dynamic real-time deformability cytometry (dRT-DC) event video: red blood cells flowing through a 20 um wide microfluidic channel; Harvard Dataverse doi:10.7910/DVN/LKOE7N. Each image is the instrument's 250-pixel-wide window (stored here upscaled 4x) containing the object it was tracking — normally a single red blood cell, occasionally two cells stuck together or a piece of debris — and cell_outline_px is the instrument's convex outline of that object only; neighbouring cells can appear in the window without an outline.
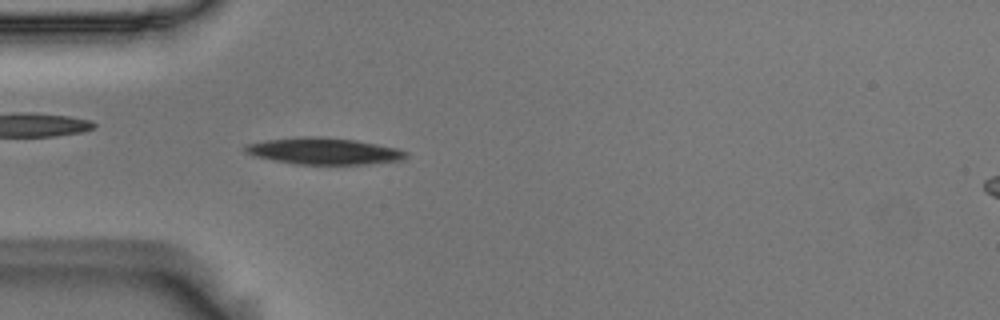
{"species": "Egyptian fruit bat (a non-hibernating species)", "species_latin": "Rousettus aegyptiacus", "temperature_condition": "room temperature", "stored_images_in_passage": 54, "camera_frame_rate_fps": 3000, "um_per_image_px": 0.085, "animal": {"sex": "male"}, "frame": {"image": 1, "passage_image": 15, "time_ms": 4.667, "image_size_px": [1000, 320], "cell_outline_px": [[408, 156], [404, 160], [368, 164], [292, 164], [252, 156], [244, 152], [244, 144], [264, 140], [300, 136], [320, 136], [356, 140], [396, 148], [408, 152]], "centroid_in_image_um": [27.48, 12.84], "position_along_channel_um": 57.5, "area_um2": 25.32}}
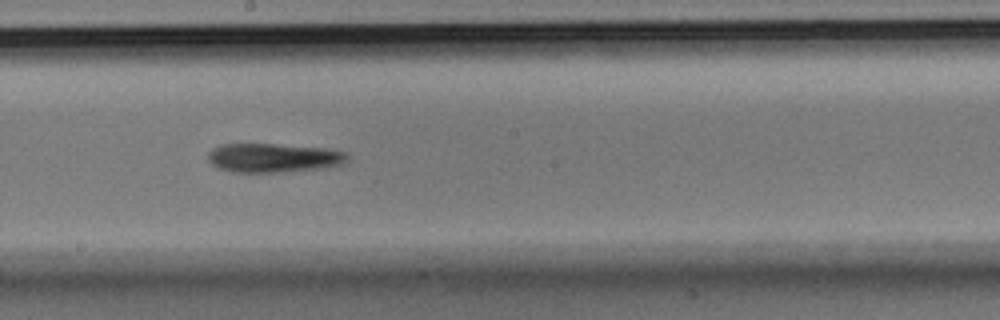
{"frame": {"image": 2, "passage_image": 29, "time_ms": 9.333, "image_size_px": [1000, 320], "cell_outline_px": [[348, 160], [344, 164], [324, 168], [276, 172], [232, 172], [216, 168], [208, 160], [208, 152], [212, 148], [220, 144], [272, 144], [324, 148], [348, 152]], "centroid_in_image_um": [23.23, 13.42], "position_along_channel_um": 225.0, "area_um2": 23.7}}
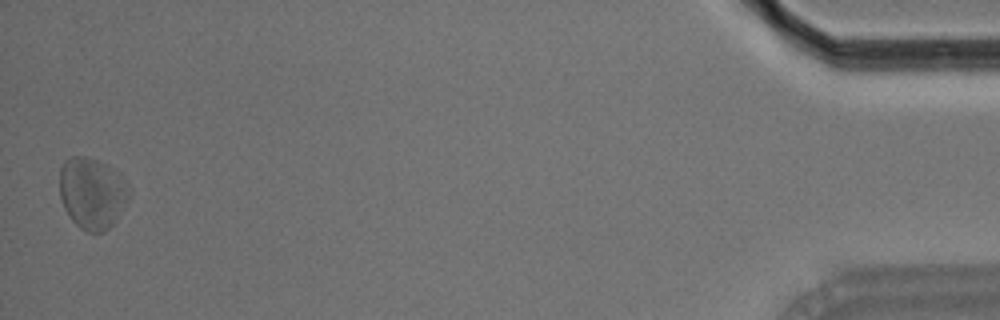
{"frame": {"image": 3, "passage_image": 53, "time_ms": 17.333, "image_size_px": [1000, 320], "cell_outline_px": [[132, 192], [128, 200], [112, 224], [104, 232], [84, 232], [68, 216], [64, 208], [60, 196], [60, 168], [64, 160], [68, 156], [84, 156], [96, 160], [116, 168], [120, 172], [132, 188]], "centroid_in_image_um": [7.86, 16.39], "position_along_channel_um": 427.3, "area_um2": 29.48}, "authors_computed_cell_mechanics": {"area_um2": 24.2182, "velocity_mm_per_s": 3.6701, "shape_relaxation_time_tau1_ms": 1.0657, "shape_relaxation_time_tau2_ms": null, "deformation_change_tau1": 0.0734, "deformation_change_tau2": null}}